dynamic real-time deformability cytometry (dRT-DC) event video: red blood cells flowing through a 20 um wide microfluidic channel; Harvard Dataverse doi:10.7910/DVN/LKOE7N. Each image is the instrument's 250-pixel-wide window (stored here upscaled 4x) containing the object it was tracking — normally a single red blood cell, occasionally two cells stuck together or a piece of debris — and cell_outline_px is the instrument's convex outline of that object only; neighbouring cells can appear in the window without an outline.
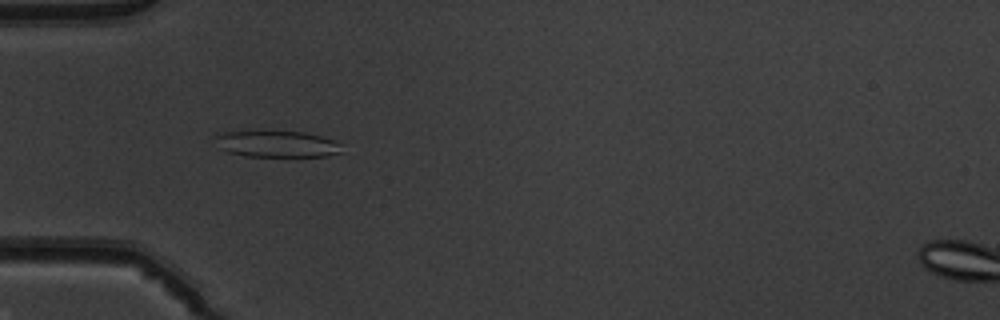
{"species": "common noctule bat (a hibernating species)", "species_latin": "Nyctalus noctula", "temperature_condition": "warm", "stored_images_in_passage": 28, "camera_frame_rate_fps": 3000, "um_per_image_px": 0.085, "animal": {"sex": "male", "body_mass_g": 19.5, "forearm_length_mm": 54.6}, "frame": {"image": 1, "passage_image": 2, "time_ms": 0.333, "image_size_px": [1000, 320], "cell_outline_px": [[340, 152], [328, 156], [244, 156], [228, 152], [216, 148], [212, 136], [224, 132], [304, 132], [320, 136], [332, 140], [340, 144]], "centroid_in_image_um": [23.43, 12.25], "position_along_channel_um": 61.6, "area_um2": 19.36}}
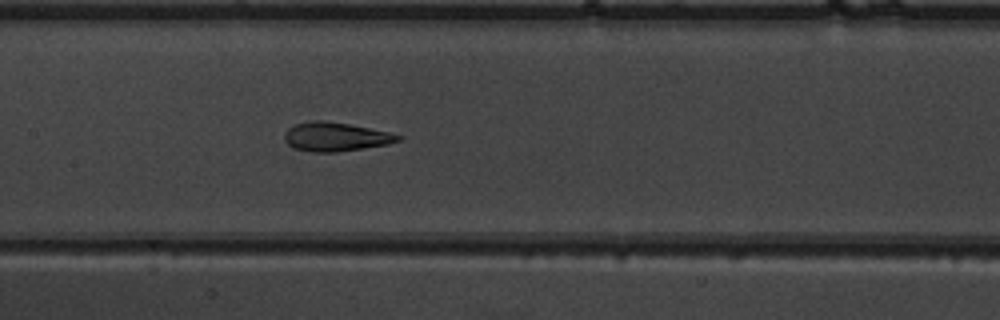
{"frame": {"image": 2, "passage_image": 11, "time_ms": 3.333, "image_size_px": [1000, 320], "cell_outline_px": [[404, 136], [400, 140], [388, 144], [336, 152], [312, 152], [292, 148], [284, 140], [284, 132], [292, 124], [308, 120], [324, 120], [348, 124], [388, 132]], "centroid_in_image_um": [28.46, 11.62], "position_along_channel_um": 178.9, "area_um2": 19.25}}
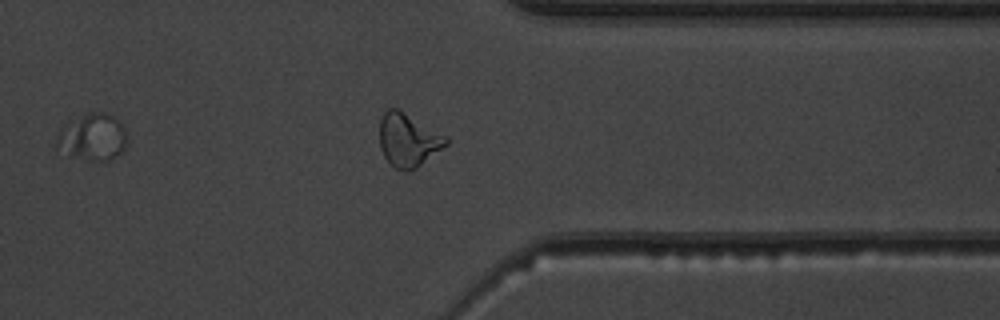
{"frame": {"image": 3, "passage_image": 26, "time_ms": 8.333, "image_size_px": [1000, 320], "cell_outline_px": [[128, 136], [124, 148], [116, 156], [108, 160], [92, 160], [68, 156], [52, 148], [56, 136], [60, 128], [64, 124], [88, 112], [92, 112], [112, 116], [128, 132]], "centroid_in_image_um": [7.78, 11.68], "position_along_channel_um": 403.6, "area_um2": 19.42}, "authors_computed_cell_mechanics": {"area_um2": 19.1029, "velocity_mm_per_s": 4.029, "shape_relaxation_time_tau1_ms": 6.3583, "shape_relaxation_time_tau2_ms": 1.197, "deformation_change_tau1": 0.2048, "deformation_change_tau2": 0.0925}}